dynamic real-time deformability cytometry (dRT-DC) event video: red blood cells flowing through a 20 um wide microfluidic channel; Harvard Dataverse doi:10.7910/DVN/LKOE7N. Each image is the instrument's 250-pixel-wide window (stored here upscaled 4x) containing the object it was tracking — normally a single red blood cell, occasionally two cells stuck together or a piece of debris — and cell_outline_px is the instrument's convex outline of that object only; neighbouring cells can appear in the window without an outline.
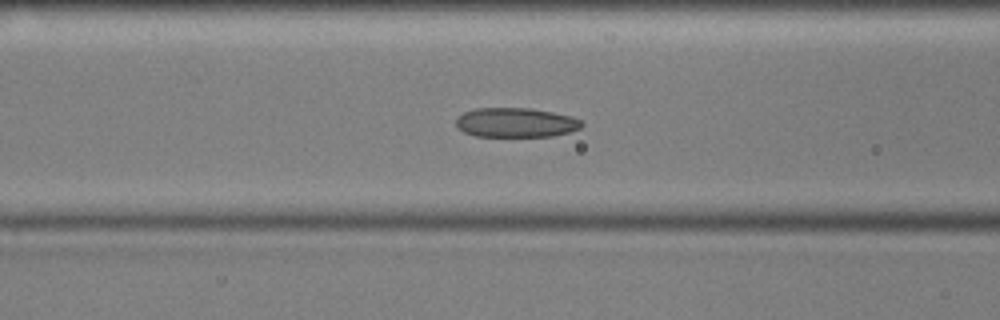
{"species": "common noctule bat (a hibernating species)", "species_latin": "Nyctalus noctula", "temperature_condition": "cold", "stored_images_in_passage": 40, "camera_frame_rate_fps": 3000, "um_per_image_px": 0.085, "animal": {"sex": "male", "body_mass_g": 17.9, "forearm_length_mm": 54.2}, "frame": {"image": 1, "passage_image": 15, "time_ms": 4.667, "image_size_px": [1000, 320], "cell_outline_px": [[584, 124], [580, 128], [568, 132], [552, 136], [476, 136], [464, 132], [456, 124], [456, 120], [464, 112], [476, 108], [532, 108], [572, 116], [580, 120]], "centroid_in_image_um": [43.87, 10.41], "position_along_channel_um": 122.7, "area_um2": 21.44}}
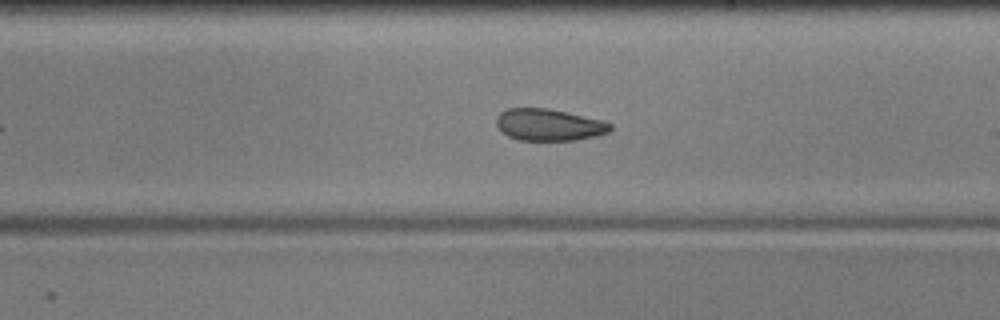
{"frame": {"image": 2, "passage_image": 25, "time_ms": 8.0, "image_size_px": [1000, 320], "cell_outline_px": [[612, 128], [608, 132], [596, 136], [576, 140], [520, 140], [508, 136], [496, 124], [496, 116], [500, 112], [508, 108], [548, 108], [604, 120], [612, 124]], "centroid_in_image_um": [46.68, 10.6], "position_along_channel_um": 242.3, "area_um2": 21.15}}
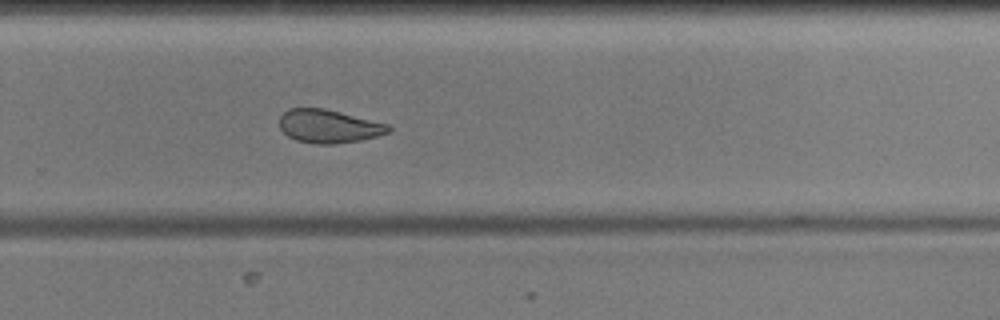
{"frame": {"image": 3, "passage_image": 30, "time_ms": 9.667, "image_size_px": [1000, 320], "cell_outline_px": [[392, 128], [388, 132], [376, 136], [360, 140], [332, 144], [316, 144], [296, 140], [288, 136], [280, 128], [280, 116], [288, 108], [324, 108], [388, 124]], "centroid_in_image_um": [27.92, 10.73], "position_along_channel_um": 301.9, "area_um2": 20.98}, "authors_computed_cell_mechanics": {"area_um2": 22.1663, "velocity_mm_per_s": 3.5868, "shape_relaxation_time_tau1_ms": null, "shape_relaxation_time_tau2_ms": 2.6265, "deformation_change_tau1": null, "deformation_change_tau2": 0.0766}}